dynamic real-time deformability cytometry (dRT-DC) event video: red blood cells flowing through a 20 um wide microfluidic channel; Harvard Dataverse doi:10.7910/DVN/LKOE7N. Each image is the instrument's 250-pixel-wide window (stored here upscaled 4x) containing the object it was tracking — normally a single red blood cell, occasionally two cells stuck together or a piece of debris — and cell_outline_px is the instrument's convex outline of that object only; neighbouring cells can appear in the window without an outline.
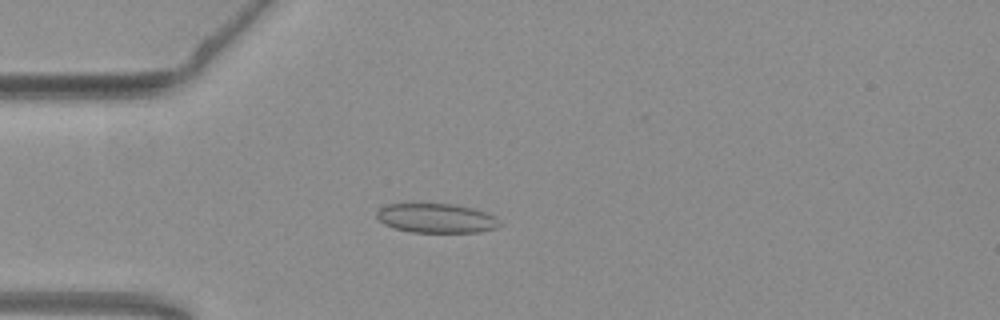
{"species": "common noctule bat (a hibernating species)", "species_latin": "Nyctalus noctula", "temperature_condition": "warm", "stored_images_in_passage": 54, "camera_frame_rate_fps": 3000, "um_per_image_px": 0.085, "animal": {"sex": "female", "body_mass_g": 19.3, "forearm_length_mm": 54.1}, "frame": {"image": 1, "passage_image": 15, "time_ms": 4.667, "image_size_px": [1000, 320], "cell_outline_px": [[500, 224], [496, 228], [480, 232], [412, 232], [396, 228], [384, 224], [376, 216], [376, 212], [380, 208], [388, 204], [412, 200], [452, 204], [472, 208], [496, 216], [500, 220]], "centroid_in_image_um": [37.04, 18.49], "position_along_channel_um": 48.0, "area_um2": 21.79}}
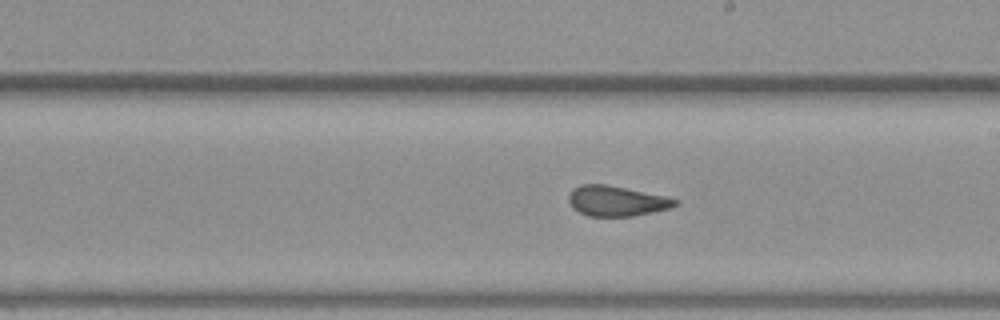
{"frame": {"image": 2, "passage_image": 31, "time_ms": 10.0, "image_size_px": [1000, 320], "cell_outline_px": [[680, 200], [676, 204], [668, 208], [652, 212], [632, 216], [588, 216], [572, 208], [568, 200], [568, 196], [572, 188], [580, 184], [604, 184], [664, 196]], "centroid_in_image_um": [52.34, 17.08], "position_along_channel_um": 236.7, "area_um2": 18.55}}
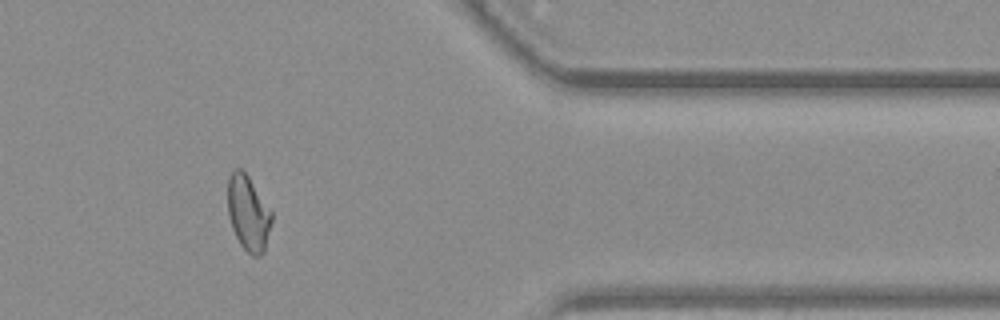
{"frame": {"image": 3, "passage_image": 45, "time_ms": 14.667, "image_size_px": [1000, 320], "cell_outline_px": [[272, 220], [264, 252], [260, 256], [252, 256], [240, 244], [232, 228], [228, 216], [228, 180], [232, 172], [236, 168], [240, 168], [248, 176], [272, 212]], "centroid_in_image_um": [21.1, 18.14], "position_along_channel_um": 390.3, "area_um2": 19.07}, "authors_computed_cell_mechanics": {"area_um2": 19.7965, "velocity_mm_per_s": 3.7969, "shape_relaxation_time_tau1_ms": null, "shape_relaxation_time_tau2_ms": 0.8308, "deformation_change_tau1": null, "deformation_change_tau2": 0.0919}}